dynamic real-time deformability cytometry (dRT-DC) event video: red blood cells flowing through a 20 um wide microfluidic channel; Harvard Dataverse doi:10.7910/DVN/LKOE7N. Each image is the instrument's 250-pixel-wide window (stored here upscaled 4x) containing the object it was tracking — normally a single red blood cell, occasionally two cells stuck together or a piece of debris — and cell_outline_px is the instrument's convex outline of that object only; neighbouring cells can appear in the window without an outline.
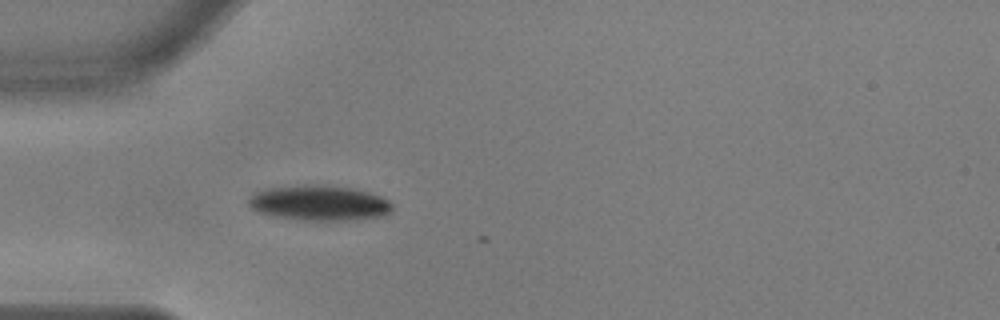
{"species": "common noctule bat (a hibernating species)", "species_latin": "Nyctalus noctula", "temperature_condition": "warm", "stored_images_in_passage": 2, "camera_frame_rate_fps": 3000, "um_per_image_px": 0.085, "animal": {"sex": "male", "body_mass_g": 17.9, "forearm_length_mm": 54.2}, "frame": {"image": 1, "passage_image": 1, "time_ms": 0.0, "image_size_px": [1000, 320], "cell_outline_px": [[392, 212], [384, 216], [356, 220], [304, 220], [276, 216], [256, 212], [248, 204], [248, 196], [264, 188], [304, 184], [324, 184], [356, 188], [380, 196], [388, 200], [392, 204]], "centroid_in_image_um": [27.14, 17.23], "position_along_channel_um": 57.9, "area_um2": 30.06}}